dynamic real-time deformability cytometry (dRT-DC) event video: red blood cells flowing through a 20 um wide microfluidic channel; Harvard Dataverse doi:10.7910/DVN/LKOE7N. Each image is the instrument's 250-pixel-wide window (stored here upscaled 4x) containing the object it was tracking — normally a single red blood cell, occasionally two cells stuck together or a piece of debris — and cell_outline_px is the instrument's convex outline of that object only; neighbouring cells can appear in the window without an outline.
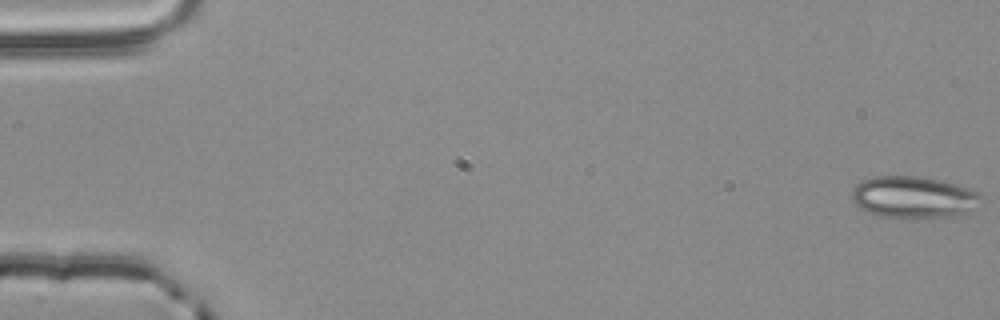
{"species": "common noctule bat (a hibernating species)", "species_latin": "Nyctalus noctula", "temperature_condition": "room temperature", "stored_images_in_passage": 55, "camera_frame_rate_fps": 3000, "um_per_image_px": 0.085, "animal": {"sex": "male", "body_mass_g": 20.4}, "frame": {"image": 1, "passage_image": 1, "time_ms": 0.0, "image_size_px": [1000, 320], "cell_outline_px": [[984, 204], [980, 208], [968, 212], [952, 216], [908, 220], [876, 216], [860, 208], [852, 200], [852, 192], [856, 184], [872, 176], [916, 176], [936, 180], [968, 188], [980, 192], [984, 196]], "centroid_in_image_um": [77.71, 16.81], "position_along_channel_um": 7.3, "area_um2": 32.37}}
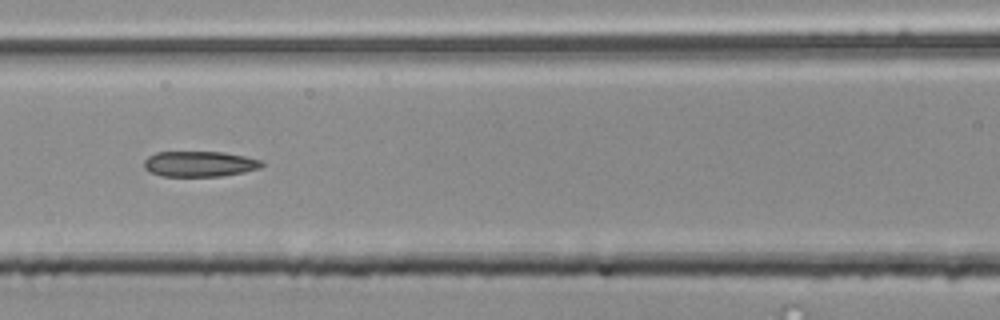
{"frame": {"image": 2, "passage_image": 25, "time_ms": 8.0, "image_size_px": [1000, 320], "cell_outline_px": [[264, 164], [260, 168], [244, 172], [220, 176], [160, 176], [148, 172], [144, 168], [144, 160], [148, 156], [156, 152], [224, 152], [264, 160]], "centroid_in_image_um": [16.95, 13.93], "position_along_channel_um": 149.6, "area_um2": 17.69}}
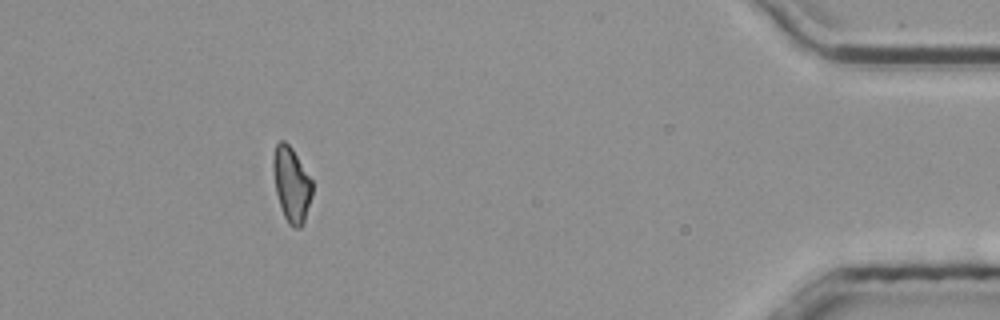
{"frame": {"image": 3, "passage_image": 50, "time_ms": 16.333, "image_size_px": [1000, 320], "cell_outline_px": [[312, 196], [304, 224], [300, 228], [292, 228], [288, 224], [284, 216], [276, 192], [272, 168], [272, 160], [276, 144], [280, 140], [284, 140], [292, 148], [312, 180]], "centroid_in_image_um": [24.78, 15.69], "position_along_channel_um": 410.4, "area_um2": 17.17}, "authors_computed_cell_mechanics": {"area_um2": 18.0914, "velocity_mm_per_s": 3.8624, "shape_relaxation_time_tau1_ms": null, "shape_relaxation_time_tau2_ms": 5.1098, "deformation_change_tau1": null, "deformation_change_tau2": 0.1485}}